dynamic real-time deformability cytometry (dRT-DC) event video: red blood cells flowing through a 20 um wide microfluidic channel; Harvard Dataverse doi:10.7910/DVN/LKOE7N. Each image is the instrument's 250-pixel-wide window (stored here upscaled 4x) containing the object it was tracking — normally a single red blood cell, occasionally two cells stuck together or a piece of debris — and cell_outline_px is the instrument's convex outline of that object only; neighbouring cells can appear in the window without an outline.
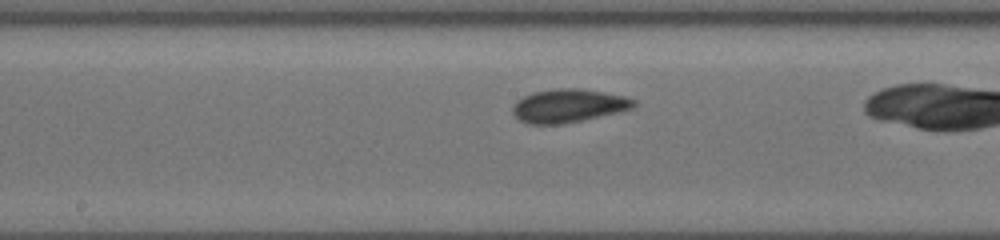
{"species": "common noctule bat (a hibernating species)", "species_latin": "Nyctalus noctula", "temperature_condition": "cold", "stored_images_in_passage": 24, "camera_frame_rate_fps": 3000, "um_per_image_px": 0.085, "animal": {"sex": "female", "body_mass_g": 19.5, "forearm_length_mm": 54.1}, "frame": {"image": 1, "passage_image": 11, "time_ms": 3.667, "image_size_px": [1000, 240], "cell_outline_px": [[636, 104], [632, 108], [616, 112], [580, 120], [560, 124], [528, 124], [520, 120], [512, 112], [512, 108], [516, 100], [532, 92], [556, 88], [580, 88], [604, 92], [624, 96], [636, 100]], "centroid_in_image_um": [48.28, 8.97], "position_along_channel_um": 199.9, "area_um2": 23.35}}
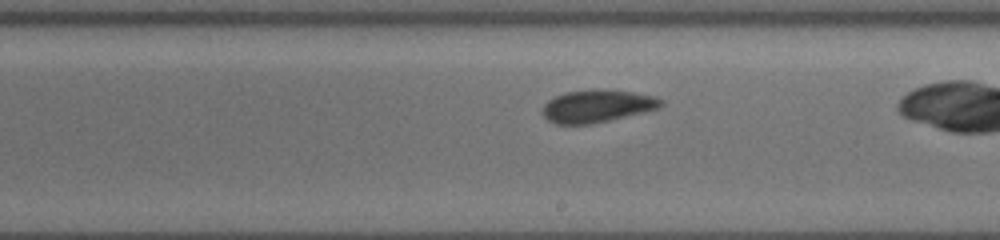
{"frame": {"image": 2, "passage_image": 14, "time_ms": 4.667, "image_size_px": [1000, 240], "cell_outline_px": [[664, 104], [660, 108], [644, 112], [592, 124], [556, 124], [548, 120], [540, 112], [544, 104], [548, 100], [564, 92], [592, 88], [632, 92], [656, 96], [664, 100]], "centroid_in_image_um": [50.76, 9.01], "position_along_channel_um": 238.2, "area_um2": 22.77}}